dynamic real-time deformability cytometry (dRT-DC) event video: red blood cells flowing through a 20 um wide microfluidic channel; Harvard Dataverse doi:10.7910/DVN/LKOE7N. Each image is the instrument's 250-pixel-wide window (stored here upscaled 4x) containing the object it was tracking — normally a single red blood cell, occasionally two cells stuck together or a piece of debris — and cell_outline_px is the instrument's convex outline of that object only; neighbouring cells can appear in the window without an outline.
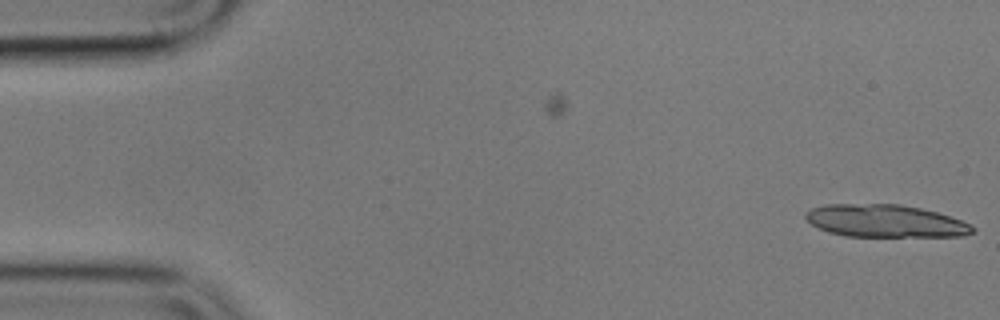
{"species": "common noctule bat (a hibernating species)", "species_latin": "Nyctalus noctula", "temperature_condition": "cold", "stored_images_in_passage": 2, "camera_frame_rate_fps": 3000, "um_per_image_px": 0.085, "animal": {"sex": "male", "body_mass_g": 17.9}, "frame": {"image": 1, "passage_image": 2, "time_ms": 1.0, "image_size_px": [1000, 320], "cell_outline_px": [[976, 232], [964, 236], [844, 236], [828, 232], [812, 224], [804, 216], [804, 212], [812, 208], [824, 204], [900, 204], [920, 208], [936, 212], [960, 220], [976, 228]], "centroid_in_image_um": [75.23, 18.78], "position_along_channel_um": 9.8, "area_um2": 31.62}}